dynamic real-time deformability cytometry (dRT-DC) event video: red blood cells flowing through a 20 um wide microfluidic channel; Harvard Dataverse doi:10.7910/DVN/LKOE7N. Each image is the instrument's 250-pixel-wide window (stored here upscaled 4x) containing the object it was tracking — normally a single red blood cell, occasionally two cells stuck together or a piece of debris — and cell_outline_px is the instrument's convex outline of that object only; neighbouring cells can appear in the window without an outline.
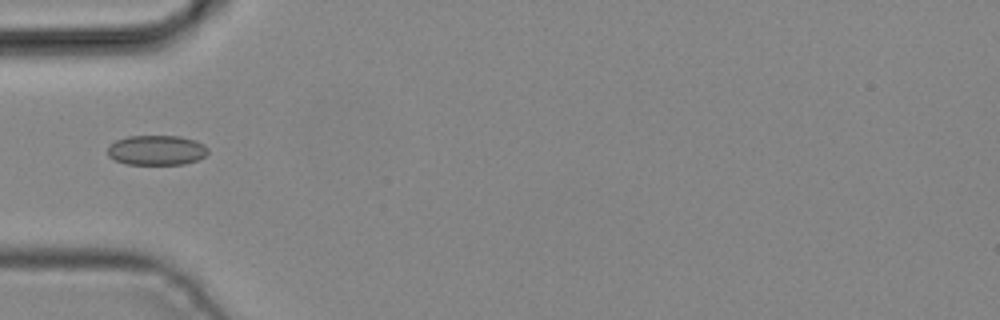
{"species": "common noctule bat (a hibernating species)", "species_latin": "Nyctalus noctula", "temperature_condition": "cold", "stored_images_in_passage": 4, "camera_frame_rate_fps": 3000, "um_per_image_px": 0.085, "animal": {"sex": "male", "body_mass_g": 19.2, "forearm_length_mm": 51.8}, "frame": {"image": 1, "passage_image": 3, "time_ms": 0.667, "image_size_px": [1000, 320], "cell_outline_px": [[208, 152], [204, 156], [196, 160], [184, 164], [124, 164], [108, 156], [108, 148], [116, 140], [128, 136], [180, 136], [196, 140], [204, 144], [208, 148]], "centroid_in_image_um": [13.32, 12.76], "position_along_channel_um": 71.7, "area_um2": 17.46}}
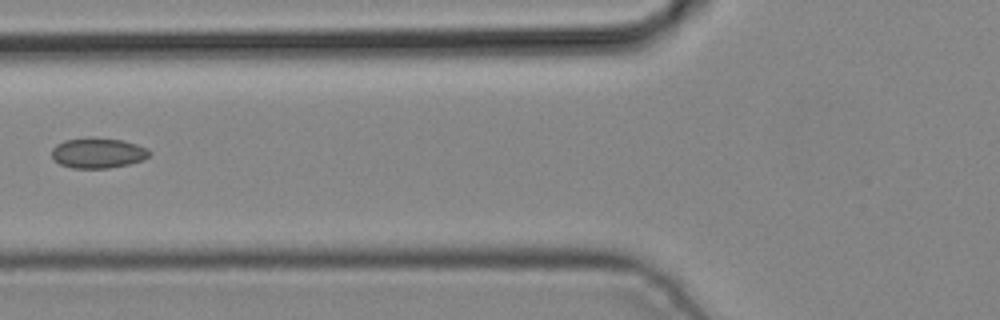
{"frame": {"image": 2, "passage_image": 4, "time_ms": 1.0, "image_size_px": [1000, 320], "cell_outline_px": [[152, 152], [144, 160], [128, 164], [108, 168], [72, 168], [60, 164], [52, 160], [52, 148], [56, 144], [64, 140], [88, 136], [92, 136], [124, 140], [148, 148]], "centroid_in_image_um": [8.31, 12.98], "position_along_channel_um": 117.5, "area_um2": 17.69}}